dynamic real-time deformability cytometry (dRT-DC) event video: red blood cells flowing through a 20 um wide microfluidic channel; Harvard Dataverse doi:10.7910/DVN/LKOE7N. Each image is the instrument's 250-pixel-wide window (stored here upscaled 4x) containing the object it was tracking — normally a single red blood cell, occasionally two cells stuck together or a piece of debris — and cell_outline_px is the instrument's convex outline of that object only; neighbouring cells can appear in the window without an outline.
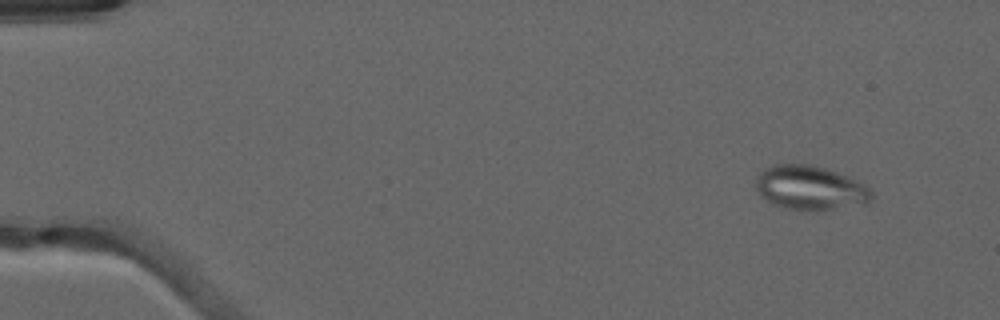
{"species": "common noctule bat (a hibernating species)", "species_latin": "Nyctalus noctula", "temperature_condition": "warm", "stored_images_in_passage": 52, "camera_frame_rate_fps": 3000, "um_per_image_px": 0.085, "animal": {"sex": "male", "forearm_length_mm": 52.5}, "frame": {"image": 1, "passage_image": 5, "time_ms": 1.333, "image_size_px": [1000, 320], "cell_outline_px": [[872, 196], [864, 204], [808, 212], [788, 208], [772, 204], [756, 188], [756, 180], [760, 172], [764, 168], [776, 164], [812, 164], [836, 172], [856, 180], [864, 184], [872, 192]], "centroid_in_image_um": [68.85, 15.97], "position_along_channel_um": 16.1, "area_um2": 29.54}}
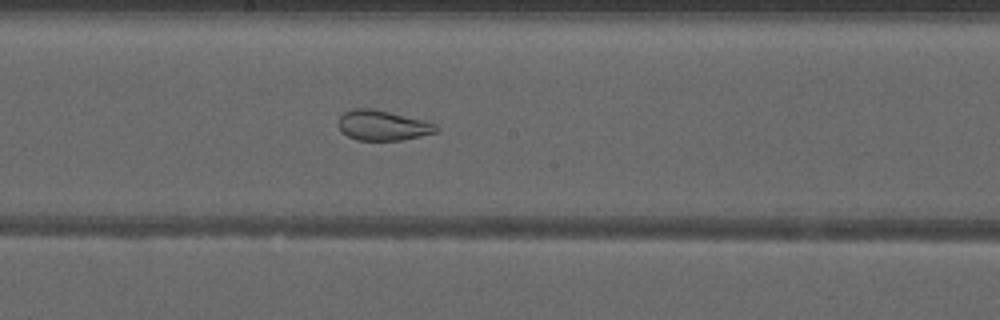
{"frame": {"image": 2, "passage_image": 29, "time_ms": 9.333, "image_size_px": [1000, 320], "cell_outline_px": [[440, 128], [436, 132], [404, 140], [356, 140], [348, 136], [336, 124], [340, 116], [344, 112], [352, 108], [372, 108], [424, 120], [436, 124]], "centroid_in_image_um": [32.52, 10.65], "position_along_channel_um": 215.7, "area_um2": 17.22}}
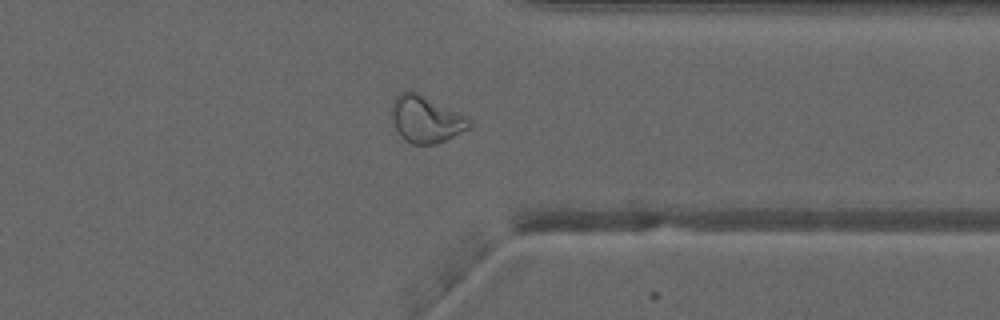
{"frame": {"image": 3, "passage_image": 41, "time_ms": 13.333, "image_size_px": [1000, 320], "cell_outline_px": [[472, 124], [468, 128], [436, 144], [412, 144], [404, 140], [400, 136], [396, 128], [392, 116], [392, 104], [396, 96], [400, 92], [412, 88], [468, 116]], "centroid_in_image_um": [36.2, 10.08], "position_along_channel_um": 375.2, "area_um2": 21.44}, "authors_computed_cell_mechanics": {"area_um2": 24.3338, "velocity_mm_per_s": 4.0494, "shape_relaxation_time_tau1_ms": null, "shape_relaxation_time_tau2_ms": 1.3348, "deformation_change_tau1": null, "deformation_change_tau2": 0.0835}}